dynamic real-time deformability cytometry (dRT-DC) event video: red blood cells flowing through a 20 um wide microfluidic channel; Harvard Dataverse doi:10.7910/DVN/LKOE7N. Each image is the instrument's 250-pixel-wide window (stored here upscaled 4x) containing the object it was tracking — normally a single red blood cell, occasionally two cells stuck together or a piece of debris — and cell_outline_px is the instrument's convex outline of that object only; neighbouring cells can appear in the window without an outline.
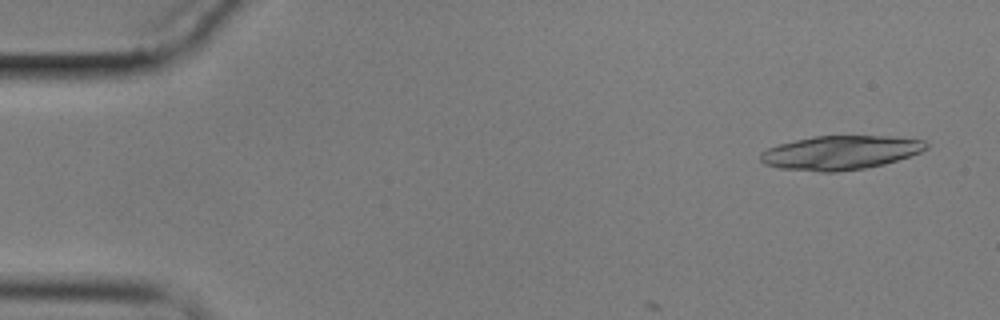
{"species": "common noctule bat (a hibernating species)", "species_latin": "Nyctalus noctula", "temperature_condition": "cold", "stored_images_in_passage": 4, "camera_frame_rate_fps": 3000, "um_per_image_px": 0.085, "animal": {"sex": "male", "body_mass_g": 17.9}, "frame": {"image": 1, "passage_image": 1, "time_ms": 0.0, "image_size_px": [1000, 320], "cell_outline_px": [[928, 148], [920, 152], [884, 164], [864, 168], [836, 172], [820, 172], [780, 168], [764, 164], [760, 160], [760, 152], [768, 148], [780, 144], [812, 136], [892, 136], [924, 140], [928, 144]], "centroid_in_image_um": [71.43, 12.97], "position_along_channel_um": 13.6, "area_um2": 32.71}}